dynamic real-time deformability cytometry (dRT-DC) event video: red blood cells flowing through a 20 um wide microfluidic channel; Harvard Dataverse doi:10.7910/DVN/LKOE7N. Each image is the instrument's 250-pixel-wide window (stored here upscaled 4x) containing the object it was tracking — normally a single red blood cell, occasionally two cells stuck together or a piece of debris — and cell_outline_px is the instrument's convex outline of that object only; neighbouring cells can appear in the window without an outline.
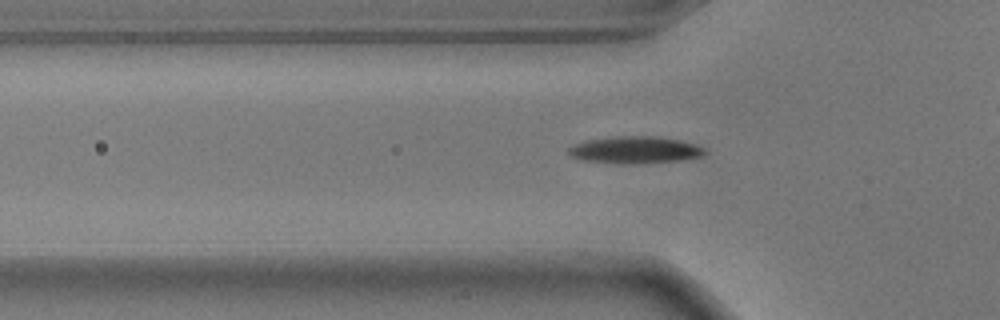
{"species": "common noctule bat (a hibernating species)", "species_latin": "Nyctalus noctula", "temperature_condition": "warm", "stored_images_in_passage": 43, "camera_frame_rate_fps": 3000, "um_per_image_px": 0.085, "animal": {"sex": "male", "body_mass_g": 17.9}, "frame": {"image": 1, "passage_image": 13, "time_ms": 4.0, "image_size_px": [1000, 320], "cell_outline_px": [[708, 152], [704, 156], [676, 160], [584, 160], [572, 156], [568, 152], [568, 148], [572, 144], [584, 140], [616, 136], [652, 136], [676, 140], [696, 144], [704, 148]], "centroid_in_image_um": [53.98, 12.66], "position_along_channel_um": 71.8, "area_um2": 19.88}}
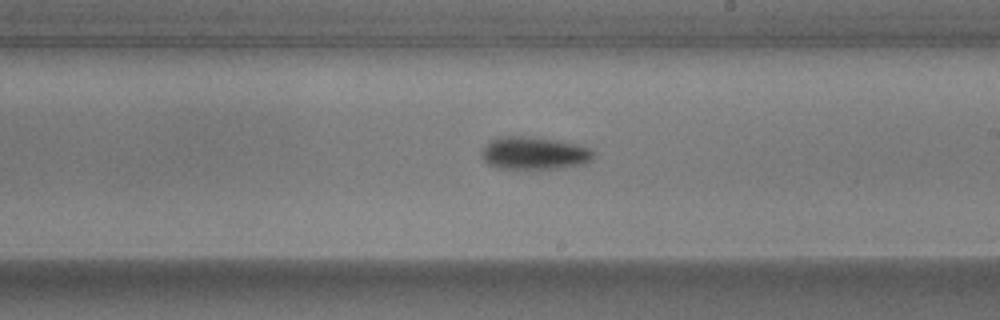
{"frame": {"image": 2, "passage_image": 27, "time_ms": 8.667, "image_size_px": [1000, 320], "cell_outline_px": [[596, 152], [592, 160], [584, 164], [560, 168], [496, 168], [488, 164], [484, 160], [480, 152], [488, 140], [496, 136], [520, 136], [556, 140], [588, 148]], "centroid_in_image_um": [45.36, 13.02], "position_along_channel_um": 243.6, "area_um2": 21.27}}
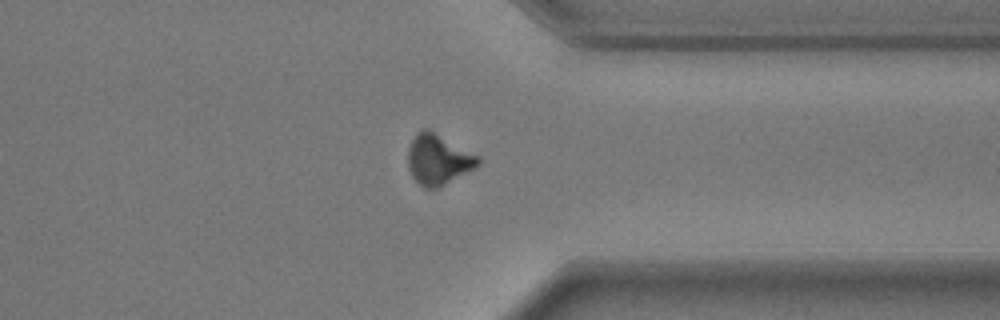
{"frame": {"image": 3, "passage_image": 38, "time_ms": 12.333, "image_size_px": [1000, 320], "cell_outline_px": [[480, 164], [476, 168], [436, 188], [424, 188], [412, 176], [408, 168], [408, 148], [416, 132], [424, 128], [428, 128], [480, 156]], "centroid_in_image_um": [37.26, 13.53], "position_along_channel_um": 374.1, "area_um2": 20.63}, "authors_computed_cell_mechanics": {"area_um2": 19.9988, "velocity_mm_per_s": 3.6686, "shape_relaxation_time_tau1_ms": 2.1624, "shape_relaxation_time_tau2_ms": null, "deformation_change_tau1": 0.1485, "deformation_change_tau2": null}}